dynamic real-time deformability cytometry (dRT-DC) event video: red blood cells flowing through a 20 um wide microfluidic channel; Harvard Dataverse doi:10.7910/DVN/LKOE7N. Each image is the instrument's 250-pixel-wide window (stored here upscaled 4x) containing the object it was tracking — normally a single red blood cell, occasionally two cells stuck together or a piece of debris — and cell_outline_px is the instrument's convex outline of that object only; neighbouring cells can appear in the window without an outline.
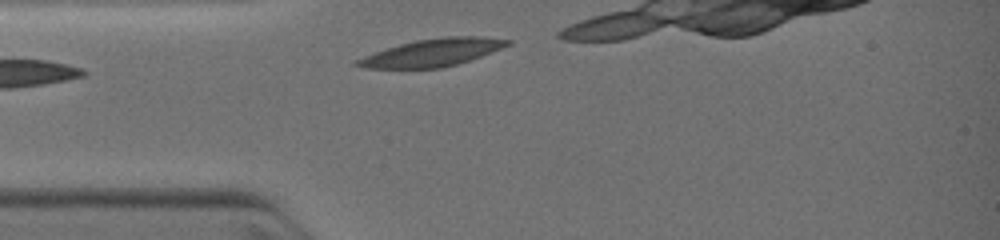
{"species": "common noctule bat (a hibernating species)", "species_latin": "Nyctalus noctula", "temperature_condition": "warm", "stored_images_in_passage": 3, "segment_of_instrument_passage": [2, 2], "camera_frame_rate_fps": 3000, "um_per_image_px": 0.085, "animal": {"sex": "female", "body_mass_g": 19.0, "forearm_length_mm": 51.5}, "frame": {"image": 1, "passage_image": 3, "time_ms": 1.333, "image_size_px": [1000, 240], "cell_outline_px": [[512, 44], [492, 52], [456, 64], [440, 68], [364, 68], [352, 64], [356, 60], [364, 56], [400, 44], [416, 40], [444, 36], [480, 36], [512, 40]], "centroid_in_image_um": [36.78, 4.46], "position_along_channel_um": 48.2, "area_um2": 23.87}}